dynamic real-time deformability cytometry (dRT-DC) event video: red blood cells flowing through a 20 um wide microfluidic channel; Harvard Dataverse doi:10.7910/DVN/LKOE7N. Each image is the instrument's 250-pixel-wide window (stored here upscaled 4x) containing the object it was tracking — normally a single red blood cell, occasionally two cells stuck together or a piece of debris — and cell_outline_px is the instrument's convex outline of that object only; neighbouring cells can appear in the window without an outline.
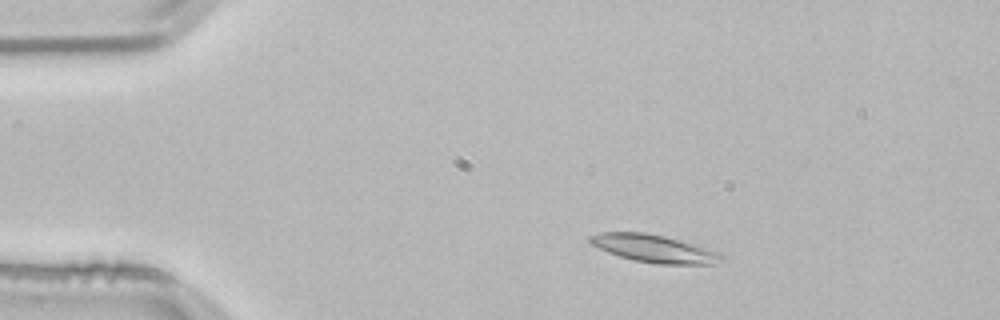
{"species": "common noctule bat (a hibernating species)", "species_latin": "Nyctalus noctula", "temperature_condition": "room temperature", "stored_images_in_passage": 51, "camera_frame_rate_fps": 3000, "um_per_image_px": 0.085, "animal": {"sex": "male", "body_mass_g": 21.5, "forearm_length_mm": 52.0}, "frame": {"image": 1, "passage_image": 7, "time_ms": 2.0, "image_size_px": [1000, 320], "cell_outline_px": [[728, 260], [712, 264], [660, 264], [632, 260], [608, 252], [592, 244], [588, 240], [588, 236], [600, 232], [644, 232], [664, 236], [708, 248], [720, 252]], "centroid_in_image_um": [55.64, 21.13], "position_along_channel_um": 29.4, "area_um2": 21.27}}
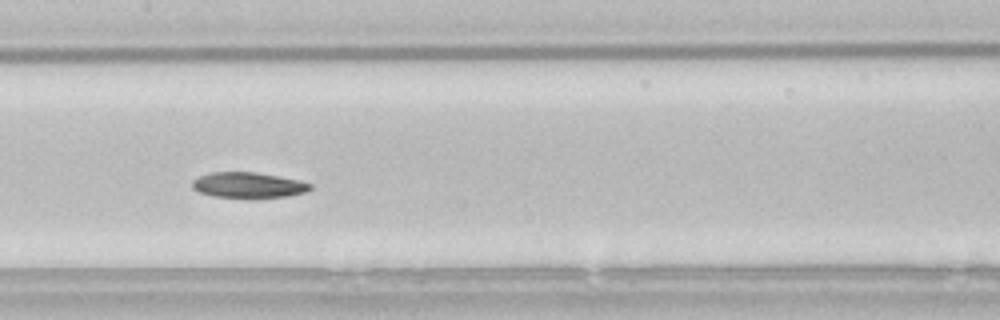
{"frame": {"image": 2, "passage_image": 24, "time_ms": 7.667, "image_size_px": [1000, 320], "cell_outline_px": [[312, 188], [308, 192], [288, 196], [248, 200], [212, 196], [200, 192], [192, 188], [192, 180], [200, 176], [212, 172], [256, 172], [300, 180], [312, 184]], "centroid_in_image_um": [21.14, 15.77], "position_along_channel_um": 186.3, "area_um2": 18.26}}
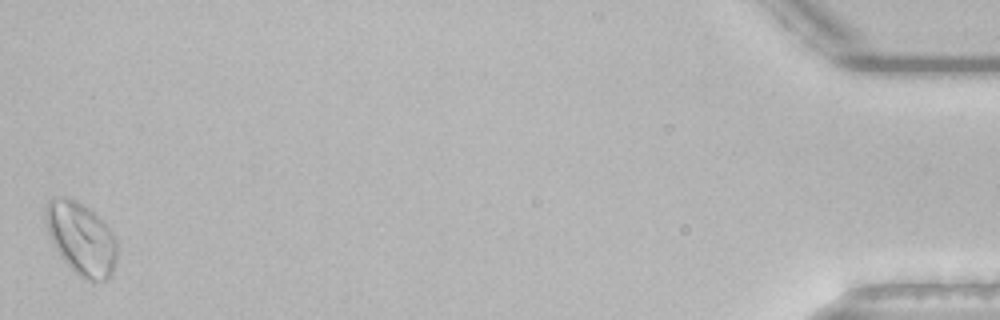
{"frame": {"image": 3, "passage_image": 51, "time_ms": 16.667, "image_size_px": [1000, 320], "cell_outline_px": [[116, 260], [112, 272], [108, 280], [84, 280], [60, 256], [52, 244], [44, 220], [44, 208], [48, 200], [52, 196], [64, 196], [76, 200], [84, 204], [112, 232], [116, 240]], "centroid_in_image_um": [6.85, 20.24], "position_along_channel_um": 428.4, "area_um2": 30.17}, "authors_computed_cell_mechanics": {"area_um2": 19.4786, "velocity_mm_per_s": 3.7652, "shape_relaxation_time_tau1_ms": 4.5814, "shape_relaxation_time_tau2_ms": null, "deformation_change_tau1": 0.1315, "deformation_change_tau2": null}}